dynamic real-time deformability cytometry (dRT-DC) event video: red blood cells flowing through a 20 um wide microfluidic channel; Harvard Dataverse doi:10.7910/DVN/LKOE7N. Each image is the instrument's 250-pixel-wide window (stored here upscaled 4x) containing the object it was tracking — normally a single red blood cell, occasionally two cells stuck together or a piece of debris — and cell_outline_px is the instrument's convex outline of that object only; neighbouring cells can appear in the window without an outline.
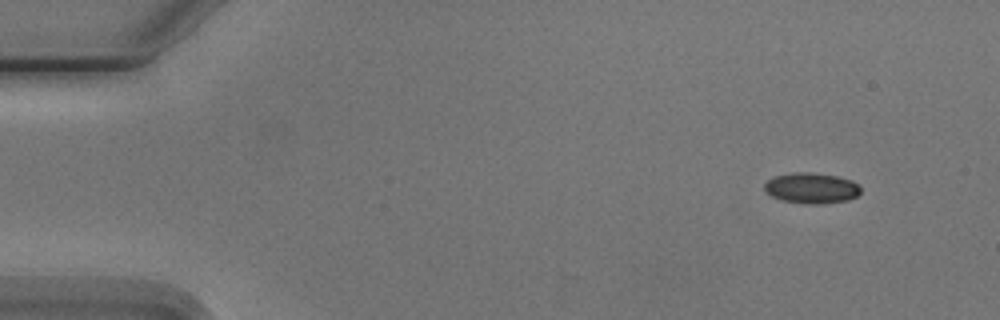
{"species": "Egyptian fruit bat (a non-hibernating species)", "species_latin": "Rousettus aegyptiacus", "temperature_condition": "cold", "stored_images_in_passage": 4, "camera_frame_rate_fps": 3000, "um_per_image_px": 0.085, "animal": {"sex": "male"}, "frame": {"image": 1, "passage_image": 1, "time_ms": 0.0, "image_size_px": [1000, 320], "cell_outline_px": [[860, 192], [856, 196], [848, 200], [816, 204], [808, 204], [780, 200], [764, 192], [764, 184], [772, 176], [792, 172], [812, 172], [836, 176], [852, 180], [860, 184]], "centroid_in_image_um": [68.95, 15.97], "position_along_channel_um": 16.1, "area_um2": 17.4}}
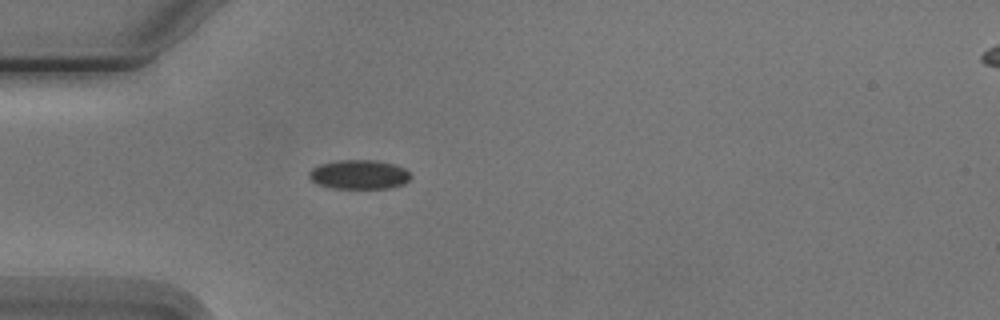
{"frame": {"image": 2, "passage_image": 4, "time_ms": 3.667, "image_size_px": [1000, 320], "cell_outline_px": [[412, 176], [404, 184], [388, 188], [332, 188], [320, 184], [312, 180], [308, 176], [308, 172], [312, 168], [320, 164], [340, 160], [376, 160], [392, 164], [404, 168]], "centroid_in_image_um": [30.52, 14.83], "position_along_channel_um": 54.5, "area_um2": 17.17}}